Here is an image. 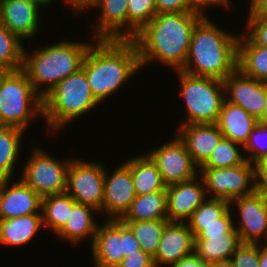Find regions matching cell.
Wrapping results in <instances>:
<instances>
[{
    "mask_svg": "<svg viewBox=\"0 0 267 267\" xmlns=\"http://www.w3.org/2000/svg\"><path fill=\"white\" fill-rule=\"evenodd\" d=\"M201 18L194 12L156 14L132 39L138 49L141 68L160 61L175 71L182 70L194 27Z\"/></svg>",
    "mask_w": 267,
    "mask_h": 267,
    "instance_id": "6da1fadb",
    "label": "cell"
},
{
    "mask_svg": "<svg viewBox=\"0 0 267 267\" xmlns=\"http://www.w3.org/2000/svg\"><path fill=\"white\" fill-rule=\"evenodd\" d=\"M94 42L86 51L81 68L93 96L102 103L143 68L133 40L95 39Z\"/></svg>",
    "mask_w": 267,
    "mask_h": 267,
    "instance_id": "7a4b0ae2",
    "label": "cell"
},
{
    "mask_svg": "<svg viewBox=\"0 0 267 267\" xmlns=\"http://www.w3.org/2000/svg\"><path fill=\"white\" fill-rule=\"evenodd\" d=\"M202 17L194 27L182 71L196 76L226 79L237 69L238 38Z\"/></svg>",
    "mask_w": 267,
    "mask_h": 267,
    "instance_id": "3957f363",
    "label": "cell"
},
{
    "mask_svg": "<svg viewBox=\"0 0 267 267\" xmlns=\"http://www.w3.org/2000/svg\"><path fill=\"white\" fill-rule=\"evenodd\" d=\"M90 45L91 43L63 39L34 50L32 55L24 48L22 69L27 73L32 87L43 98L61 80L81 68Z\"/></svg>",
    "mask_w": 267,
    "mask_h": 267,
    "instance_id": "277c9868",
    "label": "cell"
},
{
    "mask_svg": "<svg viewBox=\"0 0 267 267\" xmlns=\"http://www.w3.org/2000/svg\"><path fill=\"white\" fill-rule=\"evenodd\" d=\"M99 104L91 92L85 71L80 68L43 97V117L47 121L48 133H57Z\"/></svg>",
    "mask_w": 267,
    "mask_h": 267,
    "instance_id": "5b68a950",
    "label": "cell"
},
{
    "mask_svg": "<svg viewBox=\"0 0 267 267\" xmlns=\"http://www.w3.org/2000/svg\"><path fill=\"white\" fill-rule=\"evenodd\" d=\"M37 116L43 118V98L32 87L27 73L23 69L7 70L0 79V126L26 131Z\"/></svg>",
    "mask_w": 267,
    "mask_h": 267,
    "instance_id": "8992f818",
    "label": "cell"
},
{
    "mask_svg": "<svg viewBox=\"0 0 267 267\" xmlns=\"http://www.w3.org/2000/svg\"><path fill=\"white\" fill-rule=\"evenodd\" d=\"M180 82V95L184 100L186 120L180 125L216 123L225 100L222 80L176 71Z\"/></svg>",
    "mask_w": 267,
    "mask_h": 267,
    "instance_id": "52a82bcc",
    "label": "cell"
},
{
    "mask_svg": "<svg viewBox=\"0 0 267 267\" xmlns=\"http://www.w3.org/2000/svg\"><path fill=\"white\" fill-rule=\"evenodd\" d=\"M199 175L204 181L208 198L231 202L258 189L256 165L247 160L231 167L199 168Z\"/></svg>",
    "mask_w": 267,
    "mask_h": 267,
    "instance_id": "ba28073f",
    "label": "cell"
},
{
    "mask_svg": "<svg viewBox=\"0 0 267 267\" xmlns=\"http://www.w3.org/2000/svg\"><path fill=\"white\" fill-rule=\"evenodd\" d=\"M33 148L19 178L42 198L65 193L71 157L60 162L37 145Z\"/></svg>",
    "mask_w": 267,
    "mask_h": 267,
    "instance_id": "9c48e42d",
    "label": "cell"
},
{
    "mask_svg": "<svg viewBox=\"0 0 267 267\" xmlns=\"http://www.w3.org/2000/svg\"><path fill=\"white\" fill-rule=\"evenodd\" d=\"M104 165L73 158L67 171L66 193L77 203L102 212L104 199Z\"/></svg>",
    "mask_w": 267,
    "mask_h": 267,
    "instance_id": "30bf717a",
    "label": "cell"
},
{
    "mask_svg": "<svg viewBox=\"0 0 267 267\" xmlns=\"http://www.w3.org/2000/svg\"><path fill=\"white\" fill-rule=\"evenodd\" d=\"M146 154L156 164L166 186L189 181L199 175L186 145L178 135Z\"/></svg>",
    "mask_w": 267,
    "mask_h": 267,
    "instance_id": "8fae6325",
    "label": "cell"
},
{
    "mask_svg": "<svg viewBox=\"0 0 267 267\" xmlns=\"http://www.w3.org/2000/svg\"><path fill=\"white\" fill-rule=\"evenodd\" d=\"M234 205L239 212L234 228L241 242L263 244L267 239V200L263 191L257 189L250 195L237 197L230 202V208Z\"/></svg>",
    "mask_w": 267,
    "mask_h": 267,
    "instance_id": "7c38bea8",
    "label": "cell"
},
{
    "mask_svg": "<svg viewBox=\"0 0 267 267\" xmlns=\"http://www.w3.org/2000/svg\"><path fill=\"white\" fill-rule=\"evenodd\" d=\"M136 196L131 170L124 162L111 174L105 170L102 206L105 219H121Z\"/></svg>",
    "mask_w": 267,
    "mask_h": 267,
    "instance_id": "4fadbf2b",
    "label": "cell"
},
{
    "mask_svg": "<svg viewBox=\"0 0 267 267\" xmlns=\"http://www.w3.org/2000/svg\"><path fill=\"white\" fill-rule=\"evenodd\" d=\"M225 100L242 107L259 119L266 105V82L244 75L236 69L223 80Z\"/></svg>",
    "mask_w": 267,
    "mask_h": 267,
    "instance_id": "5bb4252c",
    "label": "cell"
},
{
    "mask_svg": "<svg viewBox=\"0 0 267 267\" xmlns=\"http://www.w3.org/2000/svg\"><path fill=\"white\" fill-rule=\"evenodd\" d=\"M166 194L167 219L178 222H187L193 212L208 198L200 175L189 181L166 186Z\"/></svg>",
    "mask_w": 267,
    "mask_h": 267,
    "instance_id": "9a60e30c",
    "label": "cell"
},
{
    "mask_svg": "<svg viewBox=\"0 0 267 267\" xmlns=\"http://www.w3.org/2000/svg\"><path fill=\"white\" fill-rule=\"evenodd\" d=\"M40 8L29 0H0V24L22 41L35 38L40 29Z\"/></svg>",
    "mask_w": 267,
    "mask_h": 267,
    "instance_id": "2e32d148",
    "label": "cell"
},
{
    "mask_svg": "<svg viewBox=\"0 0 267 267\" xmlns=\"http://www.w3.org/2000/svg\"><path fill=\"white\" fill-rule=\"evenodd\" d=\"M0 180V219L42 213V197L20 178ZM11 185V186H10Z\"/></svg>",
    "mask_w": 267,
    "mask_h": 267,
    "instance_id": "e0dca14e",
    "label": "cell"
},
{
    "mask_svg": "<svg viewBox=\"0 0 267 267\" xmlns=\"http://www.w3.org/2000/svg\"><path fill=\"white\" fill-rule=\"evenodd\" d=\"M195 237L187 222L169 221L163 230L156 254L155 267L170 266L194 253Z\"/></svg>",
    "mask_w": 267,
    "mask_h": 267,
    "instance_id": "ac0fdd59",
    "label": "cell"
},
{
    "mask_svg": "<svg viewBox=\"0 0 267 267\" xmlns=\"http://www.w3.org/2000/svg\"><path fill=\"white\" fill-rule=\"evenodd\" d=\"M91 250L94 267H118L124 258L123 221L106 219L99 225Z\"/></svg>",
    "mask_w": 267,
    "mask_h": 267,
    "instance_id": "d6986e66",
    "label": "cell"
},
{
    "mask_svg": "<svg viewBox=\"0 0 267 267\" xmlns=\"http://www.w3.org/2000/svg\"><path fill=\"white\" fill-rule=\"evenodd\" d=\"M129 0H95L89 8H100L92 40H127V7Z\"/></svg>",
    "mask_w": 267,
    "mask_h": 267,
    "instance_id": "ffe728a7",
    "label": "cell"
},
{
    "mask_svg": "<svg viewBox=\"0 0 267 267\" xmlns=\"http://www.w3.org/2000/svg\"><path fill=\"white\" fill-rule=\"evenodd\" d=\"M176 131L175 135L184 142L198 168L206 162L223 137L216 123L179 125Z\"/></svg>",
    "mask_w": 267,
    "mask_h": 267,
    "instance_id": "44dd1931",
    "label": "cell"
},
{
    "mask_svg": "<svg viewBox=\"0 0 267 267\" xmlns=\"http://www.w3.org/2000/svg\"><path fill=\"white\" fill-rule=\"evenodd\" d=\"M258 119L242 107L223 101L218 121L216 122L223 137L242 146L248 141L252 130L258 124Z\"/></svg>",
    "mask_w": 267,
    "mask_h": 267,
    "instance_id": "7402d4cb",
    "label": "cell"
},
{
    "mask_svg": "<svg viewBox=\"0 0 267 267\" xmlns=\"http://www.w3.org/2000/svg\"><path fill=\"white\" fill-rule=\"evenodd\" d=\"M242 244L235 228L230 233L216 236H195L194 253L206 264L231 260Z\"/></svg>",
    "mask_w": 267,
    "mask_h": 267,
    "instance_id": "603a6c76",
    "label": "cell"
},
{
    "mask_svg": "<svg viewBox=\"0 0 267 267\" xmlns=\"http://www.w3.org/2000/svg\"><path fill=\"white\" fill-rule=\"evenodd\" d=\"M98 212L90 206L76 203L64 226L56 233L57 238L77 244L90 237L92 244L99 226L93 215Z\"/></svg>",
    "mask_w": 267,
    "mask_h": 267,
    "instance_id": "cb8c5ba5",
    "label": "cell"
},
{
    "mask_svg": "<svg viewBox=\"0 0 267 267\" xmlns=\"http://www.w3.org/2000/svg\"><path fill=\"white\" fill-rule=\"evenodd\" d=\"M41 228H44L42 213L0 219V244L25 246L36 237Z\"/></svg>",
    "mask_w": 267,
    "mask_h": 267,
    "instance_id": "d4e9b609",
    "label": "cell"
},
{
    "mask_svg": "<svg viewBox=\"0 0 267 267\" xmlns=\"http://www.w3.org/2000/svg\"><path fill=\"white\" fill-rule=\"evenodd\" d=\"M124 163L131 170L137 196L155 191H166V185L161 178L156 164L146 153L139 154V156H131Z\"/></svg>",
    "mask_w": 267,
    "mask_h": 267,
    "instance_id": "484cf974",
    "label": "cell"
},
{
    "mask_svg": "<svg viewBox=\"0 0 267 267\" xmlns=\"http://www.w3.org/2000/svg\"><path fill=\"white\" fill-rule=\"evenodd\" d=\"M237 69L248 77L267 82V47L254 44L245 34H240Z\"/></svg>",
    "mask_w": 267,
    "mask_h": 267,
    "instance_id": "4316f807",
    "label": "cell"
},
{
    "mask_svg": "<svg viewBox=\"0 0 267 267\" xmlns=\"http://www.w3.org/2000/svg\"><path fill=\"white\" fill-rule=\"evenodd\" d=\"M121 220L123 222L168 220L166 191H155L136 196Z\"/></svg>",
    "mask_w": 267,
    "mask_h": 267,
    "instance_id": "83f0119b",
    "label": "cell"
},
{
    "mask_svg": "<svg viewBox=\"0 0 267 267\" xmlns=\"http://www.w3.org/2000/svg\"><path fill=\"white\" fill-rule=\"evenodd\" d=\"M24 132L16 127L0 126V180L13 177Z\"/></svg>",
    "mask_w": 267,
    "mask_h": 267,
    "instance_id": "f1b7e54d",
    "label": "cell"
},
{
    "mask_svg": "<svg viewBox=\"0 0 267 267\" xmlns=\"http://www.w3.org/2000/svg\"><path fill=\"white\" fill-rule=\"evenodd\" d=\"M76 203L66 192L43 197L41 207L43 227L50 228L49 230L55 235L64 226Z\"/></svg>",
    "mask_w": 267,
    "mask_h": 267,
    "instance_id": "f546056e",
    "label": "cell"
},
{
    "mask_svg": "<svg viewBox=\"0 0 267 267\" xmlns=\"http://www.w3.org/2000/svg\"><path fill=\"white\" fill-rule=\"evenodd\" d=\"M230 207L227 200L207 198L187 220L194 237L202 230V225L222 224V216Z\"/></svg>",
    "mask_w": 267,
    "mask_h": 267,
    "instance_id": "4dcf8cb0",
    "label": "cell"
},
{
    "mask_svg": "<svg viewBox=\"0 0 267 267\" xmlns=\"http://www.w3.org/2000/svg\"><path fill=\"white\" fill-rule=\"evenodd\" d=\"M168 222V220H148L124 223L133 231L141 250L153 257L158 250L164 227Z\"/></svg>",
    "mask_w": 267,
    "mask_h": 267,
    "instance_id": "1f68e13d",
    "label": "cell"
},
{
    "mask_svg": "<svg viewBox=\"0 0 267 267\" xmlns=\"http://www.w3.org/2000/svg\"><path fill=\"white\" fill-rule=\"evenodd\" d=\"M22 40L0 24V65L6 70L23 67L24 44Z\"/></svg>",
    "mask_w": 267,
    "mask_h": 267,
    "instance_id": "d6a6232c",
    "label": "cell"
},
{
    "mask_svg": "<svg viewBox=\"0 0 267 267\" xmlns=\"http://www.w3.org/2000/svg\"><path fill=\"white\" fill-rule=\"evenodd\" d=\"M241 149H243L241 144L222 137L200 168H224L240 165L246 160Z\"/></svg>",
    "mask_w": 267,
    "mask_h": 267,
    "instance_id": "836d02e7",
    "label": "cell"
},
{
    "mask_svg": "<svg viewBox=\"0 0 267 267\" xmlns=\"http://www.w3.org/2000/svg\"><path fill=\"white\" fill-rule=\"evenodd\" d=\"M155 15L156 0H129L127 7V40H132Z\"/></svg>",
    "mask_w": 267,
    "mask_h": 267,
    "instance_id": "e575fe53",
    "label": "cell"
},
{
    "mask_svg": "<svg viewBox=\"0 0 267 267\" xmlns=\"http://www.w3.org/2000/svg\"><path fill=\"white\" fill-rule=\"evenodd\" d=\"M266 137V138H265ZM267 124L258 123L252 130L248 141L243 146L245 159L257 165L267 156Z\"/></svg>",
    "mask_w": 267,
    "mask_h": 267,
    "instance_id": "d590c367",
    "label": "cell"
},
{
    "mask_svg": "<svg viewBox=\"0 0 267 267\" xmlns=\"http://www.w3.org/2000/svg\"><path fill=\"white\" fill-rule=\"evenodd\" d=\"M231 261L234 267H259V244L242 243Z\"/></svg>",
    "mask_w": 267,
    "mask_h": 267,
    "instance_id": "8d00e7d4",
    "label": "cell"
},
{
    "mask_svg": "<svg viewBox=\"0 0 267 267\" xmlns=\"http://www.w3.org/2000/svg\"><path fill=\"white\" fill-rule=\"evenodd\" d=\"M245 35L254 43L267 47V17L247 16Z\"/></svg>",
    "mask_w": 267,
    "mask_h": 267,
    "instance_id": "74e56055",
    "label": "cell"
},
{
    "mask_svg": "<svg viewBox=\"0 0 267 267\" xmlns=\"http://www.w3.org/2000/svg\"><path fill=\"white\" fill-rule=\"evenodd\" d=\"M231 208L222 216V224L202 225V230L196 236H216L223 233H230L234 229L235 220L233 219Z\"/></svg>",
    "mask_w": 267,
    "mask_h": 267,
    "instance_id": "f35d334b",
    "label": "cell"
},
{
    "mask_svg": "<svg viewBox=\"0 0 267 267\" xmlns=\"http://www.w3.org/2000/svg\"><path fill=\"white\" fill-rule=\"evenodd\" d=\"M187 1V6L188 10L190 12L197 13L201 15L202 17H207V12L208 10H205L206 8H211L216 5V7H221L223 8H229L231 1L230 0H186Z\"/></svg>",
    "mask_w": 267,
    "mask_h": 267,
    "instance_id": "ab89813d",
    "label": "cell"
},
{
    "mask_svg": "<svg viewBox=\"0 0 267 267\" xmlns=\"http://www.w3.org/2000/svg\"><path fill=\"white\" fill-rule=\"evenodd\" d=\"M118 267H155L153 257L143 250L124 257Z\"/></svg>",
    "mask_w": 267,
    "mask_h": 267,
    "instance_id": "60d3db41",
    "label": "cell"
},
{
    "mask_svg": "<svg viewBox=\"0 0 267 267\" xmlns=\"http://www.w3.org/2000/svg\"><path fill=\"white\" fill-rule=\"evenodd\" d=\"M190 12L186 0H156V14Z\"/></svg>",
    "mask_w": 267,
    "mask_h": 267,
    "instance_id": "b9f144b4",
    "label": "cell"
},
{
    "mask_svg": "<svg viewBox=\"0 0 267 267\" xmlns=\"http://www.w3.org/2000/svg\"><path fill=\"white\" fill-rule=\"evenodd\" d=\"M140 243L136 239L131 228L123 222V253L124 257L129 254L135 253L136 251H140Z\"/></svg>",
    "mask_w": 267,
    "mask_h": 267,
    "instance_id": "7bdbcfd3",
    "label": "cell"
},
{
    "mask_svg": "<svg viewBox=\"0 0 267 267\" xmlns=\"http://www.w3.org/2000/svg\"><path fill=\"white\" fill-rule=\"evenodd\" d=\"M170 267H207V264L200 259L195 253L182 258L176 263L170 265Z\"/></svg>",
    "mask_w": 267,
    "mask_h": 267,
    "instance_id": "ee69618b",
    "label": "cell"
},
{
    "mask_svg": "<svg viewBox=\"0 0 267 267\" xmlns=\"http://www.w3.org/2000/svg\"><path fill=\"white\" fill-rule=\"evenodd\" d=\"M249 13L253 17H267V0H250Z\"/></svg>",
    "mask_w": 267,
    "mask_h": 267,
    "instance_id": "f6af8a7d",
    "label": "cell"
},
{
    "mask_svg": "<svg viewBox=\"0 0 267 267\" xmlns=\"http://www.w3.org/2000/svg\"><path fill=\"white\" fill-rule=\"evenodd\" d=\"M256 172L257 187H267V156L256 165Z\"/></svg>",
    "mask_w": 267,
    "mask_h": 267,
    "instance_id": "bcb514c9",
    "label": "cell"
},
{
    "mask_svg": "<svg viewBox=\"0 0 267 267\" xmlns=\"http://www.w3.org/2000/svg\"><path fill=\"white\" fill-rule=\"evenodd\" d=\"M94 1L95 0H64L65 4L67 3L70 5L72 10L75 11V14L84 11V9L86 10V8L89 9Z\"/></svg>",
    "mask_w": 267,
    "mask_h": 267,
    "instance_id": "7dc6e473",
    "label": "cell"
},
{
    "mask_svg": "<svg viewBox=\"0 0 267 267\" xmlns=\"http://www.w3.org/2000/svg\"><path fill=\"white\" fill-rule=\"evenodd\" d=\"M259 267H267V248L259 244Z\"/></svg>",
    "mask_w": 267,
    "mask_h": 267,
    "instance_id": "c3c4849f",
    "label": "cell"
},
{
    "mask_svg": "<svg viewBox=\"0 0 267 267\" xmlns=\"http://www.w3.org/2000/svg\"><path fill=\"white\" fill-rule=\"evenodd\" d=\"M207 267H234V265L231 260H226L209 263Z\"/></svg>",
    "mask_w": 267,
    "mask_h": 267,
    "instance_id": "681fc988",
    "label": "cell"
},
{
    "mask_svg": "<svg viewBox=\"0 0 267 267\" xmlns=\"http://www.w3.org/2000/svg\"><path fill=\"white\" fill-rule=\"evenodd\" d=\"M258 122L261 124H267V82H266V105L263 114L258 119Z\"/></svg>",
    "mask_w": 267,
    "mask_h": 267,
    "instance_id": "f907efd6",
    "label": "cell"
},
{
    "mask_svg": "<svg viewBox=\"0 0 267 267\" xmlns=\"http://www.w3.org/2000/svg\"><path fill=\"white\" fill-rule=\"evenodd\" d=\"M29 1L35 2L40 7H43V8H45V6H49L51 3L54 2V0H29Z\"/></svg>",
    "mask_w": 267,
    "mask_h": 267,
    "instance_id": "816d5d0a",
    "label": "cell"
},
{
    "mask_svg": "<svg viewBox=\"0 0 267 267\" xmlns=\"http://www.w3.org/2000/svg\"><path fill=\"white\" fill-rule=\"evenodd\" d=\"M258 189L262 190L265 194L266 200H267V187H258Z\"/></svg>",
    "mask_w": 267,
    "mask_h": 267,
    "instance_id": "f5cc1de1",
    "label": "cell"
},
{
    "mask_svg": "<svg viewBox=\"0 0 267 267\" xmlns=\"http://www.w3.org/2000/svg\"><path fill=\"white\" fill-rule=\"evenodd\" d=\"M6 71H7L6 69H0V79H1L2 75H3Z\"/></svg>",
    "mask_w": 267,
    "mask_h": 267,
    "instance_id": "db71d44e",
    "label": "cell"
},
{
    "mask_svg": "<svg viewBox=\"0 0 267 267\" xmlns=\"http://www.w3.org/2000/svg\"><path fill=\"white\" fill-rule=\"evenodd\" d=\"M263 246L267 248V239L265 242H263Z\"/></svg>",
    "mask_w": 267,
    "mask_h": 267,
    "instance_id": "11a10c76",
    "label": "cell"
}]
</instances>
